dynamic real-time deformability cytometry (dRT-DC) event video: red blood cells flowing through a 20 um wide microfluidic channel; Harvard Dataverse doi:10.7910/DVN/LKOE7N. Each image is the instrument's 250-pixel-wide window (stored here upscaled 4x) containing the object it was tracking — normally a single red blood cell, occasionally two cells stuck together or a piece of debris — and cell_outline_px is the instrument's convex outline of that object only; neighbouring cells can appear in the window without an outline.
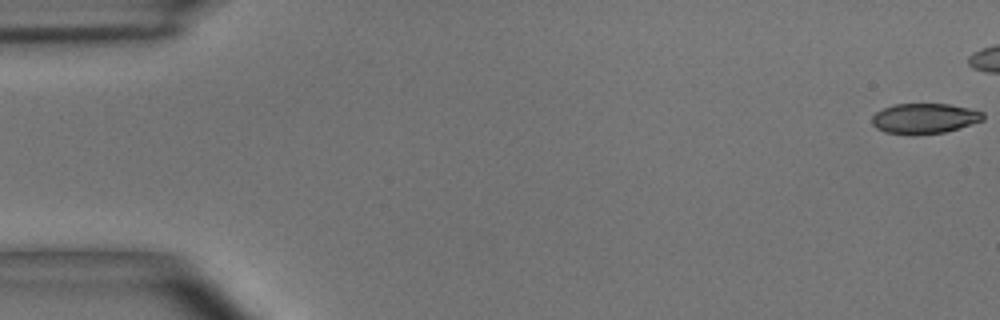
{"species": "common noctule bat (a hibernating species)", "species_latin": "Nyctalus noctula", "temperature_condition": "room temperature", "stored_images_in_passage": 44, "camera_frame_rate_fps": 3000, "um_per_image_px": 0.085, "animal": {"sex": "male", "body_mass_g": 15.6}, "frame": {"image": 1, "passage_image": 1, "time_ms": 0.0, "image_size_px": [1000, 320], "cell_outline_px": [[984, 120], [944, 132], [916, 136], [912, 136], [884, 132], [876, 128], [872, 124], [872, 116], [876, 112], [884, 108], [896, 104], [948, 104], [968, 108], [984, 112]], "centroid_in_image_um": [78.55, 10.09], "position_along_channel_um": 6.4, "area_um2": 19.77}}
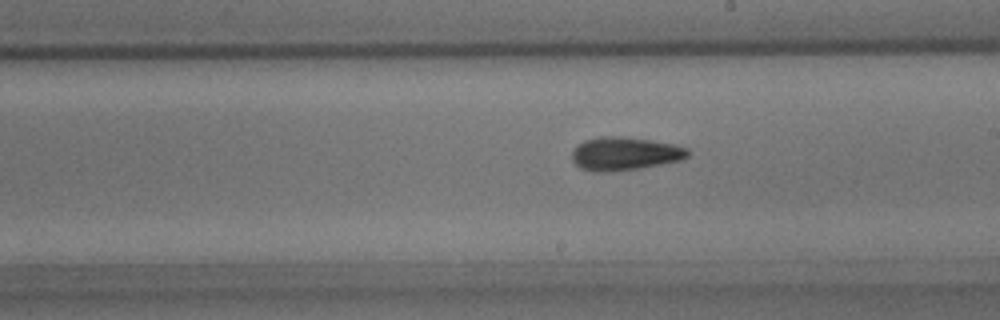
{"frame": {"image": 2, "passage_image": 31, "time_ms": 10.0, "image_size_px": [1000, 320], "cell_outline_px": [[688, 156], [680, 160], [660, 164], [612, 172], [592, 172], [580, 168], [572, 160], [572, 152], [584, 140], [600, 136], [620, 136], [648, 140], [672, 144], [688, 148]], "centroid_in_image_um": [53.06, 13.07], "position_along_channel_um": 235.9, "area_um2": 22.2}}
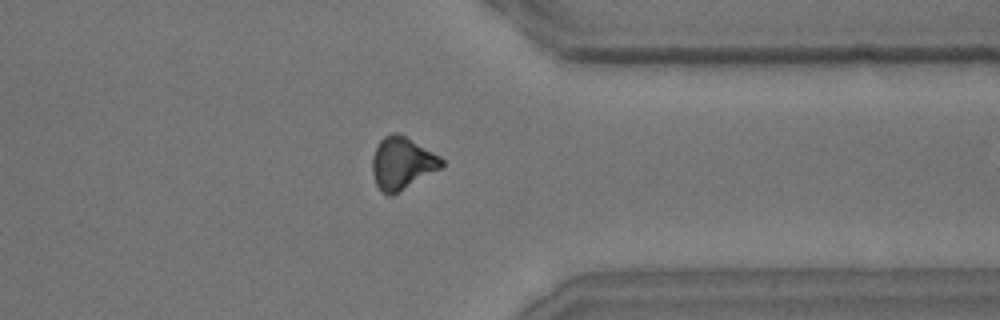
{"frame": {"image": 3, "passage_image": 43, "time_ms": 14.0, "image_size_px": [1000, 320], "cell_outline_px": [[444, 164], [440, 168], [392, 196], [388, 196], [376, 184], [372, 172], [372, 156], [380, 140], [384, 136], [392, 132], [396, 132], [404, 136], [440, 156], [444, 160]], "centroid_in_image_um": [34.15, 13.87], "position_along_channel_um": 377.2, "area_um2": 20.81}}